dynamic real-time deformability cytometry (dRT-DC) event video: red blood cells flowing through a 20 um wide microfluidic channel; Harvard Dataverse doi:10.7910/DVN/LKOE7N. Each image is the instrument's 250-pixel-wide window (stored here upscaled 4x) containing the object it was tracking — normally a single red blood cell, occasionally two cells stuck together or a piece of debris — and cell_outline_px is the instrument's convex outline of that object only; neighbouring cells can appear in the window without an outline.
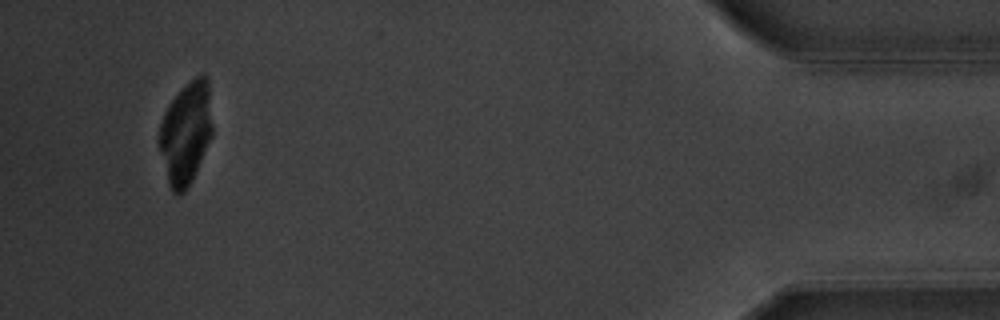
{"species": "common noctule bat (a hibernating species)", "species_latin": "Nyctalus noctula", "temperature_condition": "warm", "stored_images_in_passage": 55, "camera_frame_rate_fps": 3000, "um_per_image_px": 0.085, "animal": {"sex": "male", "body_mass_g": 20.1, "forearm_length_mm": 53.5}, "frame": {"image": 1, "passage_image": 52, "time_ms": 17.0, "image_size_px": [1000, 320], "cell_outline_px": [[212, 136], [192, 180], [188, 188], [184, 192], [176, 196], [172, 192], [168, 184], [160, 152], [160, 124], [164, 112], [168, 104], [196, 76], [204, 72], [208, 76], [212, 128]], "centroid_in_image_um": [15.81, 11.33], "position_along_channel_um": 419.4, "area_um2": 31.5}}